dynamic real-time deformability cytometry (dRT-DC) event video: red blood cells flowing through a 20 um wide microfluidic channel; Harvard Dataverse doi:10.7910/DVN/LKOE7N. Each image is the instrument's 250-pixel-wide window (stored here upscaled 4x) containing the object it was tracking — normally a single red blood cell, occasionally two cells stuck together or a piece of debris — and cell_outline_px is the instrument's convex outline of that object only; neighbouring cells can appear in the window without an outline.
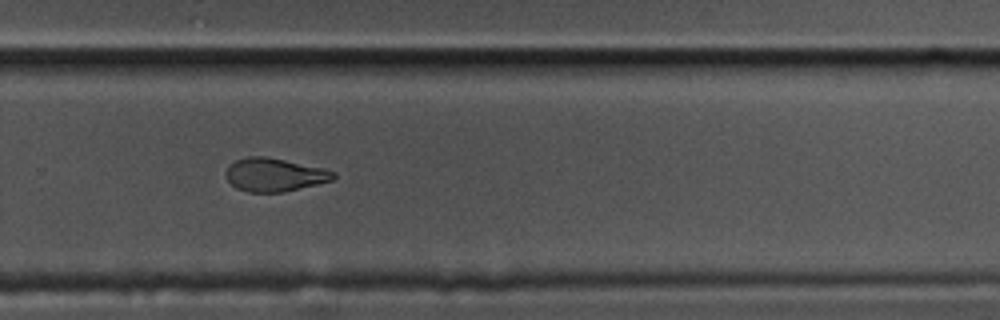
{"species": "common noctule bat (a hibernating species)", "species_latin": "Nyctalus noctula", "temperature_condition": "cold", "stored_images_in_passage": 44, "camera_frame_rate_fps": 3000, "um_per_image_px": 0.085, "animal": {"sex": "male", "body_mass_g": 17.5, "forearm_length_mm": 52.3}, "frame": {"image": 1, "passage_image": 26, "time_ms": 8.333, "image_size_px": [1000, 320], "cell_outline_px": [[336, 176], [332, 180], [284, 192], [248, 192], [236, 188], [228, 180], [224, 172], [228, 164], [236, 160], [248, 156], [264, 156], [324, 168], [336, 172]], "centroid_in_image_um": [23.3, 14.85], "position_along_channel_um": 306.5, "area_um2": 20.87}}
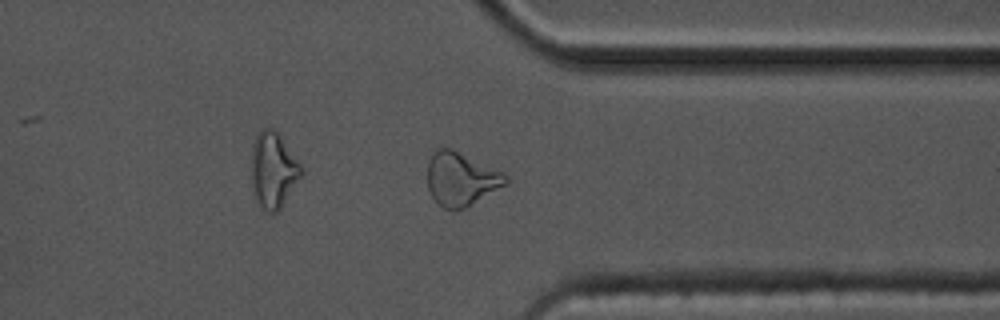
{"frame": {"image": 2, "passage_image": 32, "time_ms": 10.333, "image_size_px": [1000, 320], "cell_outline_px": [[508, 184], [464, 208], [444, 208], [432, 196], [428, 188], [428, 160], [432, 152], [440, 144], [452, 148], [504, 172], [508, 176]], "centroid_in_image_um": [39.19, 15.15], "position_along_channel_um": 372.2, "area_um2": 24.57}}